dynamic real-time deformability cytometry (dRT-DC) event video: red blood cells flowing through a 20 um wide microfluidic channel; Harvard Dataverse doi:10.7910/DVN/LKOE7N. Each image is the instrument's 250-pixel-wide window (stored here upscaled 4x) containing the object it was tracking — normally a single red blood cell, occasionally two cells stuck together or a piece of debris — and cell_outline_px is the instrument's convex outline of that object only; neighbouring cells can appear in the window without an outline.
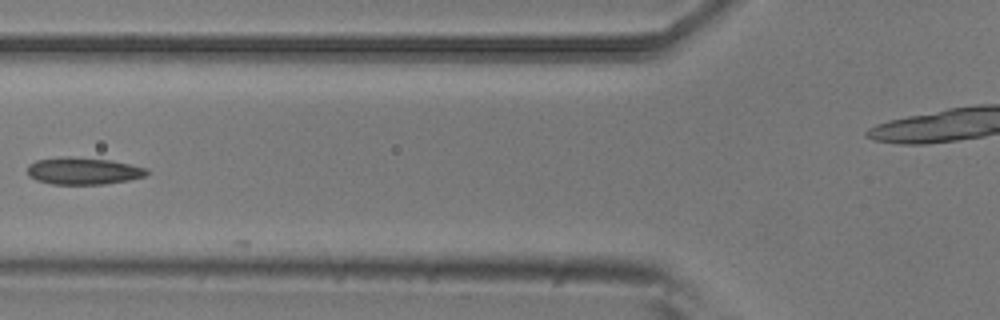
{"species": "common noctule bat (a hibernating species)", "species_latin": "Nyctalus noctula", "temperature_condition": "room temperature", "stored_images_in_passage": 10, "camera_frame_rate_fps": 3000, "um_per_image_px": 0.085, "animal": {"sex": "male", "body_mass_g": 20.5, "forearm_length_mm": 52.5}, "frame": {"image": 1, "passage_image": 5, "time_ms": 1.333, "image_size_px": [1000, 320], "cell_outline_px": [[148, 172], [144, 176], [128, 180], [104, 184], [52, 184], [36, 180], [28, 176], [28, 164], [36, 160], [64, 156], [72, 156], [112, 160], [148, 168]], "centroid_in_image_um": [7.06, 14.52], "position_along_channel_um": 118.7, "area_um2": 18.96}}
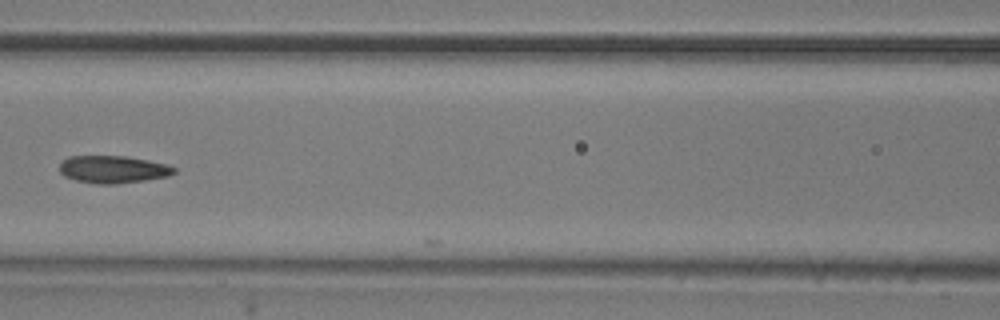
{"frame": {"image": 2, "passage_image": 6, "time_ms": 1.667, "image_size_px": [1000, 320], "cell_outline_px": [[176, 172], [168, 176], [144, 180], [116, 184], [96, 184], [76, 180], [64, 176], [60, 172], [60, 164], [68, 156], [124, 156], [148, 160], [168, 164], [176, 168]], "centroid_in_image_um": [9.62, 14.39], "position_along_channel_um": 157.0, "area_um2": 18.32}}
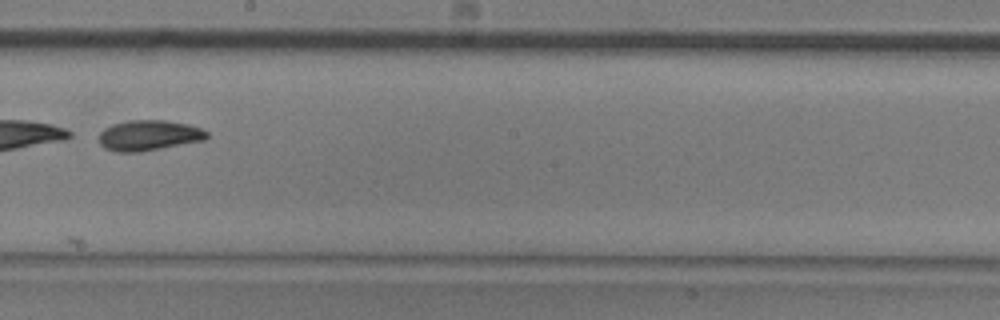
{"frame": {"image": 3, "passage_image": 10, "time_ms": 3.0, "image_size_px": [1000, 320], "cell_outline_px": [[208, 136], [204, 140], [140, 152], [116, 152], [104, 148], [100, 144], [100, 132], [104, 128], [112, 124], [128, 120], [164, 120], [188, 124], [200, 128], [208, 132]], "centroid_in_image_um": [12.63, 11.5], "position_along_channel_um": 235.6, "area_um2": 19.13}}